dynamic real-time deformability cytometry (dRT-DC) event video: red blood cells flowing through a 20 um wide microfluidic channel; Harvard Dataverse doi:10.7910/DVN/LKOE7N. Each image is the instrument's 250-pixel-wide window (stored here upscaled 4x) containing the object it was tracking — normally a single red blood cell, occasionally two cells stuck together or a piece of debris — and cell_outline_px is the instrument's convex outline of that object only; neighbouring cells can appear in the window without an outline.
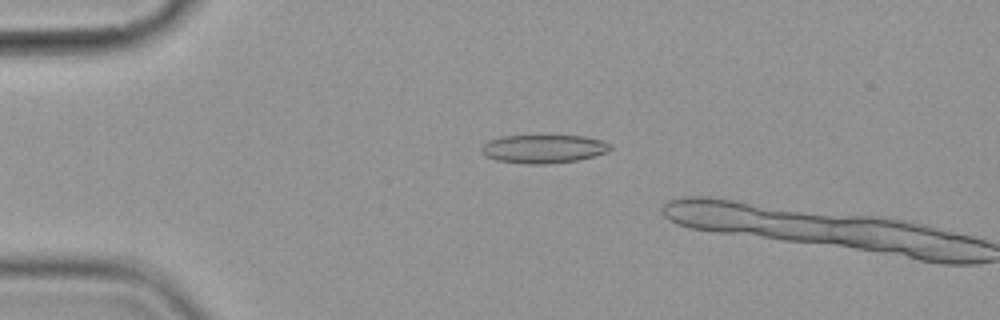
{"species": "common noctule bat (a hibernating species)", "species_latin": "Nyctalus noctula", "temperature_condition": "cold", "stored_images_in_passage": 4, "camera_frame_rate_fps": 3000, "um_per_image_px": 0.085, "animal": {"sex": "female", "body_mass_g": 19.9}, "frame": {"image": 1, "passage_image": 3, "time_ms": 3.0, "image_size_px": [1000, 320], "cell_outline_px": [[612, 148], [608, 152], [576, 160], [548, 164], [528, 164], [496, 160], [488, 156], [480, 148], [488, 140], [500, 136], [584, 136], [604, 140], [612, 144]], "centroid_in_image_um": [46.24, 12.64], "position_along_channel_um": 38.8, "area_um2": 21.27}}